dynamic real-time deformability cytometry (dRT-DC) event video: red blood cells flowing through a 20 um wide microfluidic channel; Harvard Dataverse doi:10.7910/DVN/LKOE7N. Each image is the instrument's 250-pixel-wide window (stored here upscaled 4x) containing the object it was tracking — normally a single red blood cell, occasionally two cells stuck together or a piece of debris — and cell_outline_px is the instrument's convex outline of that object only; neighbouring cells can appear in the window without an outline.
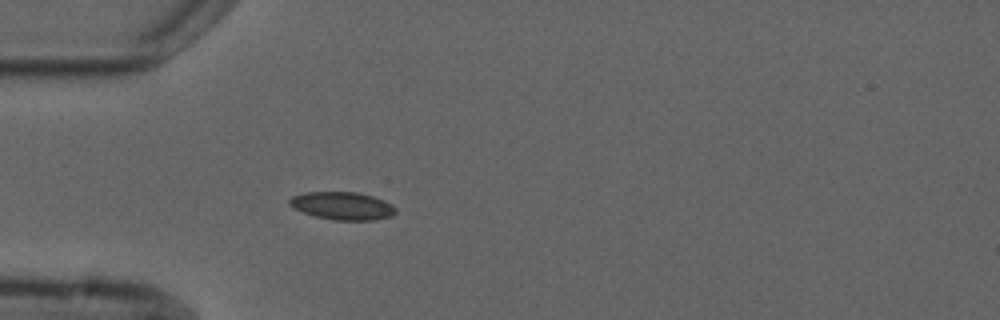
{"species": "common noctule bat (a hibernating species)", "species_latin": "Nyctalus noctula", "temperature_condition": "cold", "stored_images_in_passage": 4, "camera_frame_rate_fps": 3000, "um_per_image_px": 0.085, "animal": {"sex": "male", "forearm_length_mm": 52.5}, "frame": {"image": 1, "passage_image": 4, "time_ms": 3.333, "image_size_px": [1000, 320], "cell_outline_px": [[396, 212], [392, 216], [376, 220], [332, 220], [316, 216], [292, 208], [288, 204], [288, 200], [292, 196], [304, 192], [356, 192], [372, 196], [384, 200], [392, 204], [396, 208]], "centroid_in_image_um": [29.1, 17.49], "position_along_channel_um": 55.9, "area_um2": 17.34}}